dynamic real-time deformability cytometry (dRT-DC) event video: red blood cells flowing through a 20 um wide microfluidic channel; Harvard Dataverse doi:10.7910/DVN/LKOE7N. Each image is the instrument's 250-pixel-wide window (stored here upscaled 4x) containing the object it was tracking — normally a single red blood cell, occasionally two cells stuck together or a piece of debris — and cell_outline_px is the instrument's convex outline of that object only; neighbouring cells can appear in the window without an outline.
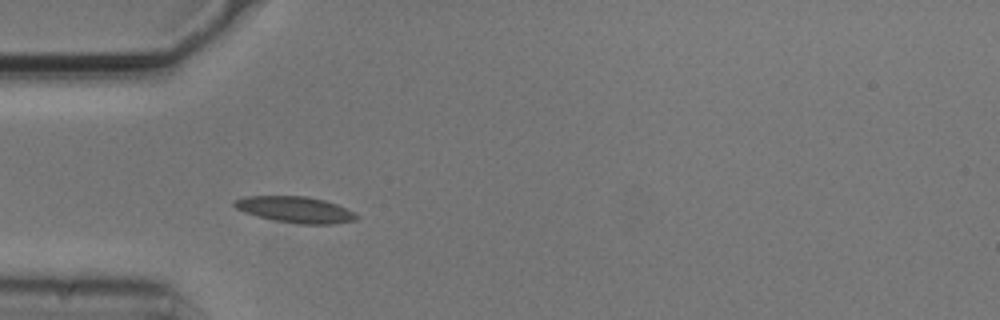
{"species": "common noctule bat (a hibernating species)", "species_latin": "Nyctalus noctula", "temperature_condition": "cold", "stored_images_in_passage": 4, "camera_frame_rate_fps": 3000, "um_per_image_px": 0.085, "animal": {"sex": "male", "body_mass_g": 20.5, "forearm_length_mm": 52.5}, "frame": {"image": 1, "passage_image": 3, "time_ms": 0.667, "image_size_px": [1000, 320], "cell_outline_px": [[360, 216], [356, 220], [332, 224], [300, 224], [276, 220], [256, 216], [244, 212], [236, 208], [232, 204], [232, 200], [244, 196], [308, 196], [324, 200], [336, 204]], "centroid_in_image_um": [25.06, 17.81], "position_along_channel_um": 59.9, "area_um2": 18.61}}
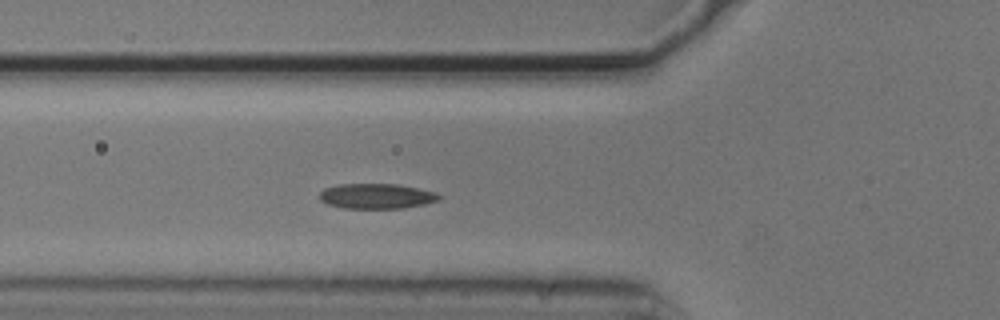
{"frame": {"image": 2, "passage_image": 4, "time_ms": 1.0, "image_size_px": [1000, 320], "cell_outline_px": [[440, 196], [436, 200], [424, 204], [404, 208], [344, 208], [328, 204], [320, 200], [320, 192], [324, 188], [336, 184], [396, 184], [436, 192]], "centroid_in_image_um": [31.95, 16.66], "position_along_channel_um": 93.8, "area_um2": 17.34}}